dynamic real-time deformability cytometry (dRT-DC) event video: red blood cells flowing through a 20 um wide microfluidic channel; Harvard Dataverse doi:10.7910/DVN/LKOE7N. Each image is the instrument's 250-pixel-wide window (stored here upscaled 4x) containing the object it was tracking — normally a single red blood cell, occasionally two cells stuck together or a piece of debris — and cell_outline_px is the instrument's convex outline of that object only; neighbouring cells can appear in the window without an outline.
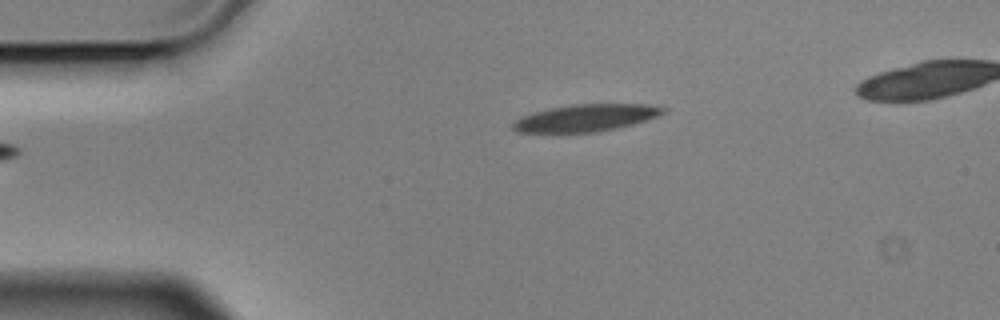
{"species": "Egyptian fruit bat (a non-hibernating species)", "species_latin": "Rousettus aegyptiacus", "temperature_condition": "cold", "stored_images_in_passage": 3, "camera_frame_rate_fps": 3000, "um_per_image_px": 0.085, "animal": {"sex": "male"}, "frame": {"image": 1, "passage_image": 3, "time_ms": 0.667, "image_size_px": [1000, 320], "cell_outline_px": [[668, 108], [664, 112], [656, 116], [632, 124], [616, 128], [596, 132], [516, 132], [512, 128], [512, 124], [516, 120], [532, 112], [572, 104], [648, 104]], "centroid_in_image_um": [49.79, 10.01], "position_along_channel_um": 35.2, "area_um2": 23.41}}